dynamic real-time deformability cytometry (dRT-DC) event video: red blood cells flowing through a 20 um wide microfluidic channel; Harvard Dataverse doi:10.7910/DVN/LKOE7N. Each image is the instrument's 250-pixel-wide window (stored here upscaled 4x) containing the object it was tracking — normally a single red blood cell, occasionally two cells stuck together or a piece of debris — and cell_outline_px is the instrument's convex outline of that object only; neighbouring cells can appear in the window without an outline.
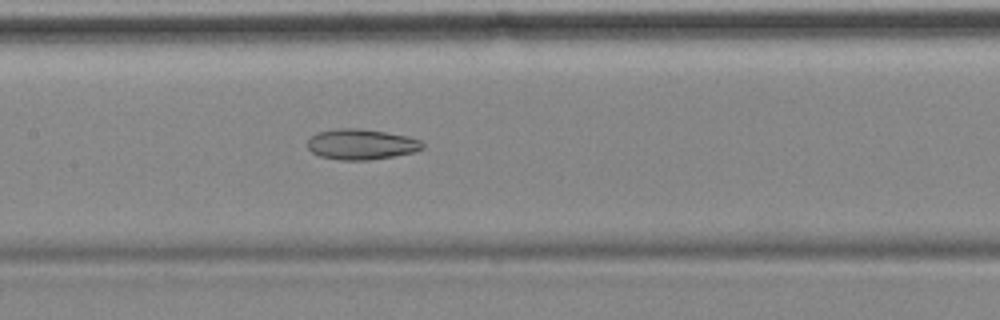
{"species": "common noctule bat (a hibernating species)", "species_latin": "Nyctalus noctula", "temperature_condition": "cold", "stored_images_in_passage": 46, "camera_frame_rate_fps": 3000, "um_per_image_px": 0.085, "animal": {"sex": "female", "body_mass_g": 18.4}, "frame": {"image": 1, "passage_image": 27, "time_ms": 8.667, "image_size_px": [1000, 320], "cell_outline_px": [[424, 148], [412, 152], [392, 156], [368, 160], [340, 160], [320, 156], [312, 152], [308, 148], [308, 140], [316, 132], [336, 128], [356, 128], [384, 132], [408, 136], [420, 140], [424, 144]], "centroid_in_image_um": [30.68, 12.26], "position_along_channel_um": 176.7, "area_um2": 20.35}}